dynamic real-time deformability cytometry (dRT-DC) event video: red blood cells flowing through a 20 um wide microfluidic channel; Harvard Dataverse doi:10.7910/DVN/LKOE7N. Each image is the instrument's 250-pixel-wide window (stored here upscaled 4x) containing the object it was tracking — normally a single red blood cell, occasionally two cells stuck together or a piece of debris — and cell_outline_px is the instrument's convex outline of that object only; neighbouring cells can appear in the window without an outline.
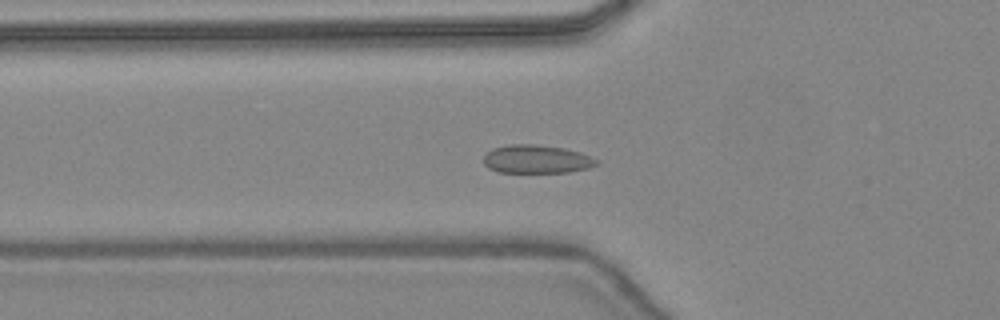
{"species": "common noctule bat (a hibernating species)", "species_latin": "Nyctalus noctula", "temperature_condition": "warm", "stored_images_in_passage": 47, "camera_frame_rate_fps": 3000, "um_per_image_px": 0.085, "animal": {"sex": "female", "body_mass_g": 24.6, "forearm_length_mm": 56.2}, "frame": {"image": 1, "passage_image": 17, "time_ms": 5.333, "image_size_px": [1000, 320], "cell_outline_px": [[600, 164], [588, 168], [568, 172], [500, 172], [488, 168], [484, 164], [484, 156], [492, 148], [508, 144], [532, 144], [564, 148], [580, 152], [600, 160]], "centroid_in_image_um": [45.63, 13.52], "position_along_channel_um": 80.2, "area_um2": 18.73}}
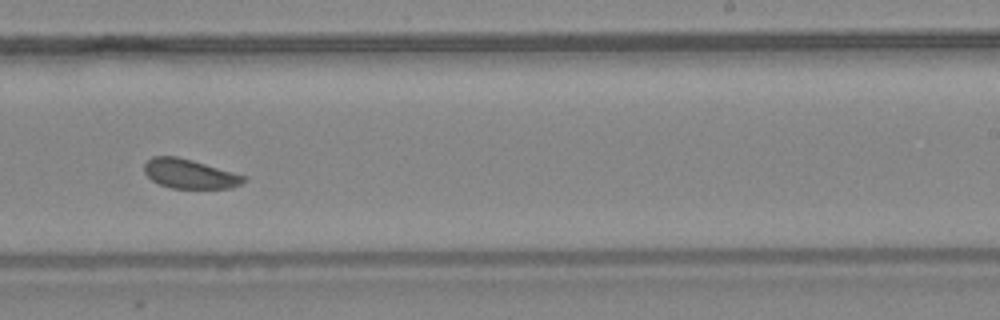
{"frame": {"image": 2, "passage_image": 30, "time_ms": 9.667, "image_size_px": [1000, 320], "cell_outline_px": [[248, 180], [232, 188], [172, 188], [160, 184], [152, 180], [144, 172], [144, 164], [152, 156], [176, 156], [192, 160], [248, 176]], "centroid_in_image_um": [16.15, 14.77], "position_along_channel_um": 272.8, "area_um2": 17.05}}
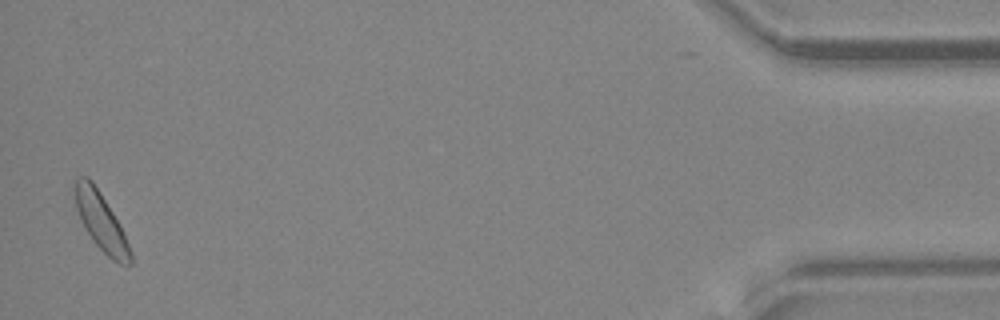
{"frame": {"image": 3, "passage_image": 46, "time_ms": 15.0, "image_size_px": [1000, 320], "cell_outline_px": [[132, 264], [128, 268], [112, 260], [92, 240], [76, 208], [76, 180], [80, 176], [88, 176], [92, 180], [120, 224], [132, 252]], "centroid_in_image_um": [8.65, 18.9], "position_along_channel_um": 426.5, "area_um2": 18.26}, "authors_computed_cell_mechanics": {"area_um2": 18.207, "velocity_mm_per_s": 4.4378, "shape_relaxation_time_tau1_ms": 2.1894, "shape_relaxation_time_tau2_ms": null, "deformation_change_tau1": 0.043, "deformation_change_tau2": null}}